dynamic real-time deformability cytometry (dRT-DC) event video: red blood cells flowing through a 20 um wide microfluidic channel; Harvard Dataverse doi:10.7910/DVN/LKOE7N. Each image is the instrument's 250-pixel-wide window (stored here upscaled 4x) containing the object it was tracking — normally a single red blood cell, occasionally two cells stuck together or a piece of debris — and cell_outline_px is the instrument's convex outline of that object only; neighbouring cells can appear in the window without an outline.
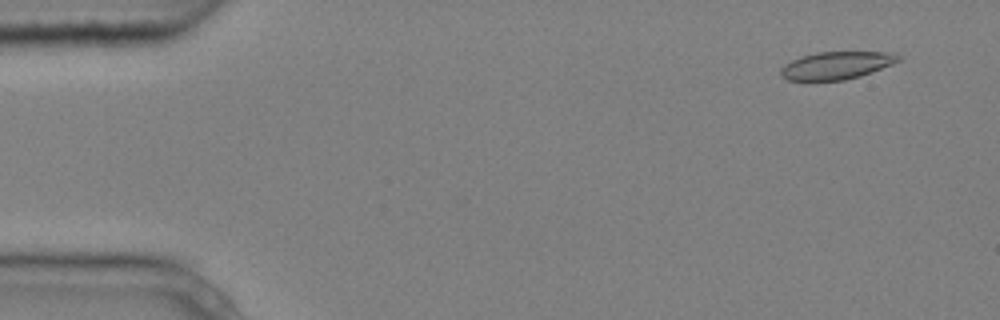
{"species": "common noctule bat (a hibernating species)", "species_latin": "Nyctalus noctula", "temperature_condition": "cold", "stored_images_in_passage": 4, "camera_frame_rate_fps": 3000, "um_per_image_px": 0.085, "animal": {"sex": "male", "body_mass_g": 20.4}, "frame": {"image": 1, "passage_image": 1, "time_ms": 0.0, "image_size_px": [1000, 320], "cell_outline_px": [[900, 60], [892, 64], [872, 72], [860, 76], [844, 80], [788, 80], [780, 76], [780, 68], [784, 64], [792, 60], [816, 52], [896, 52], [900, 56]], "centroid_in_image_um": [71.1, 5.56], "position_along_channel_um": 13.9, "area_um2": 18.9}}
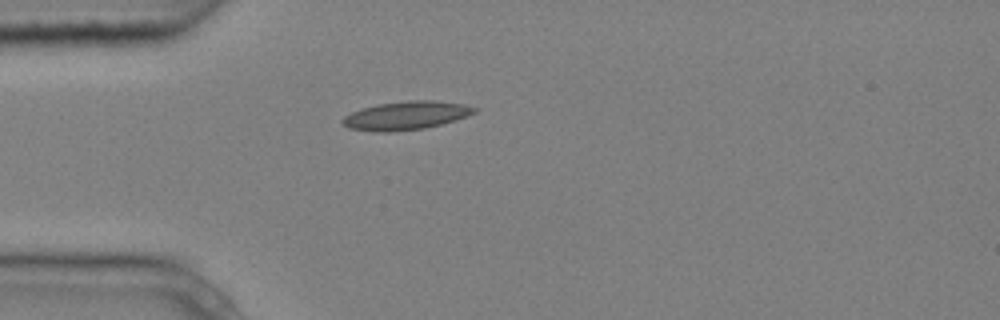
{"frame": {"image": 2, "passage_image": 4, "time_ms": 1.0, "image_size_px": [1000, 320], "cell_outline_px": [[480, 108], [476, 112], [468, 116], [456, 120], [424, 128], [392, 132], [372, 132], [348, 128], [340, 120], [344, 116], [352, 112], [376, 104], [408, 100], [432, 100], [464, 104]], "centroid_in_image_um": [34.52, 9.82], "position_along_channel_um": 50.5, "area_um2": 22.02}}